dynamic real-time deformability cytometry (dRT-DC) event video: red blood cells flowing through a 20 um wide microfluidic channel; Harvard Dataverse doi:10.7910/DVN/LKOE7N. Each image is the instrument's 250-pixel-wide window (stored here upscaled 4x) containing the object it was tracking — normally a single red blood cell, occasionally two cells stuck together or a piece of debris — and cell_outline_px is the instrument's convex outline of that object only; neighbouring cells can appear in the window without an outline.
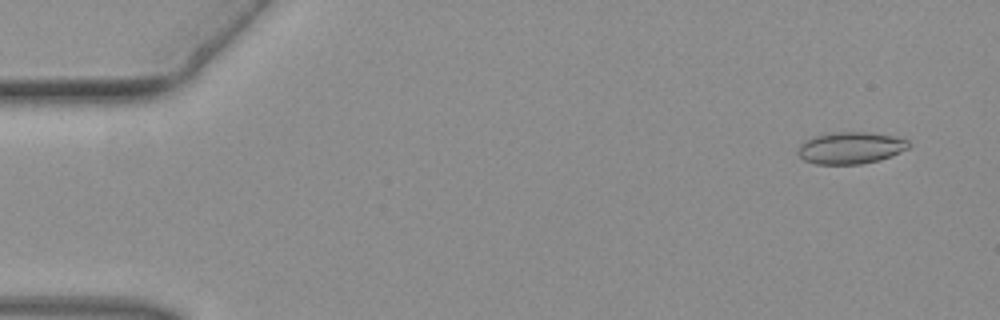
{"species": "common noctule bat (a hibernating species)", "species_latin": "Nyctalus noctula", "temperature_condition": "warm", "stored_images_in_passage": 47, "camera_frame_rate_fps": 3000, "um_per_image_px": 0.085, "animal": {"sex": "female", "body_mass_g": 19.3, "forearm_length_mm": 54.1}, "frame": {"image": 1, "passage_image": 3, "time_ms": 0.667, "image_size_px": [1000, 320], "cell_outline_px": [[912, 144], [908, 148], [892, 156], [880, 160], [860, 164], [816, 164], [804, 160], [796, 152], [800, 144], [804, 140], [812, 136], [832, 132], [868, 132], [892, 136], [908, 140]], "centroid_in_image_um": [72.28, 12.57], "position_along_channel_um": 12.7, "area_um2": 20.75}}
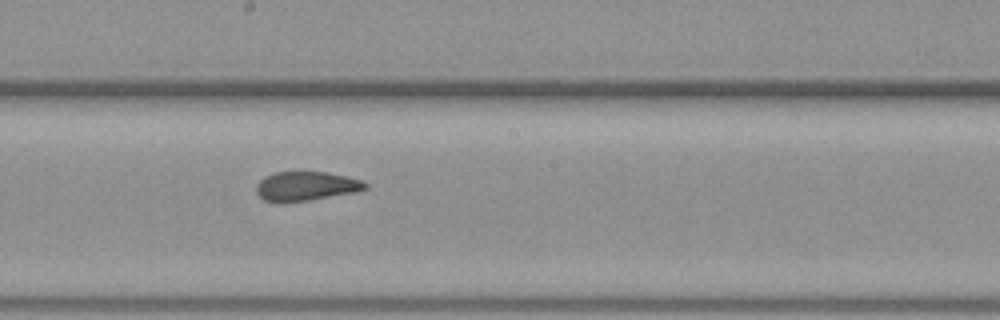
{"frame": {"image": 2, "passage_image": 27, "time_ms": 8.667, "image_size_px": [1000, 320], "cell_outline_px": [[368, 188], [356, 192], [308, 200], [276, 204], [264, 200], [256, 192], [256, 184], [264, 176], [276, 172], [300, 168], [328, 172], [360, 180], [368, 184]], "centroid_in_image_um": [25.95, 15.79], "position_along_channel_um": 222.2, "area_um2": 19.42}}
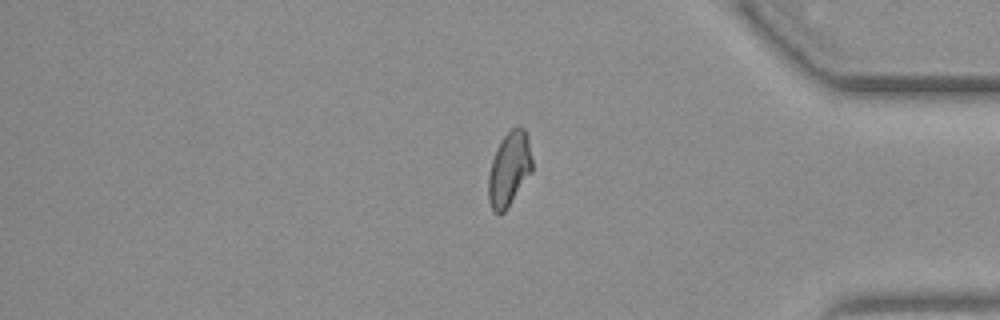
{"frame": {"image": 3, "passage_image": 41, "time_ms": 13.333, "image_size_px": [1000, 320], "cell_outline_px": [[532, 172], [504, 212], [500, 216], [492, 208], [488, 200], [488, 176], [492, 160], [500, 140], [516, 124], [524, 128], [528, 136], [532, 160]], "centroid_in_image_um": [43.29, 14.34], "position_along_channel_um": 391.9, "area_um2": 19.02}}